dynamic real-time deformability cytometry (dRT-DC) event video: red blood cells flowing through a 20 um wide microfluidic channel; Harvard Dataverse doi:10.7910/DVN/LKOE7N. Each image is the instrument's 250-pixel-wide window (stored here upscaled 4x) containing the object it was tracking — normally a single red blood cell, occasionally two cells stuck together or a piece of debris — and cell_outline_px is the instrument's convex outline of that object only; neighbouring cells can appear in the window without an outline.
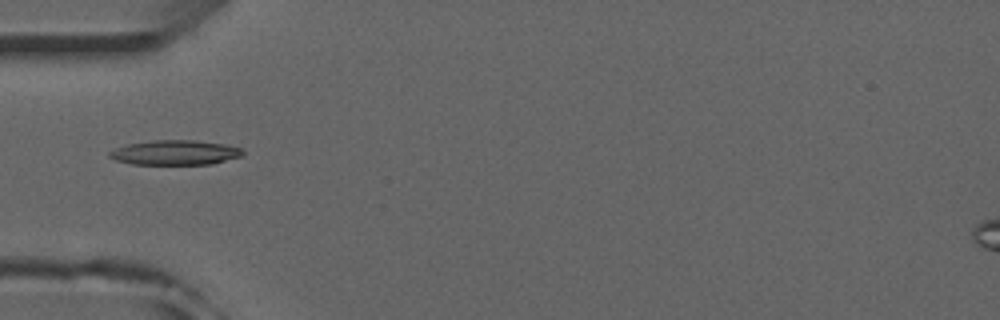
{"species": "common noctule bat (a hibernating species)", "species_latin": "Nyctalus noctula", "temperature_condition": "room temperature", "stored_images_in_passage": 36, "camera_frame_rate_fps": 3000, "um_per_image_px": 0.085, "animal": {"sex": "male", "forearm_length_mm": 52.5}, "frame": {"image": 1, "passage_image": 1, "time_ms": 0.0, "image_size_px": [1000, 320], "cell_outline_px": [[244, 152], [240, 156], [212, 164], [132, 164], [116, 160], [108, 156], [108, 152], [116, 148], [128, 144], [152, 140], [196, 140], [224, 144], [240, 148]], "centroid_in_image_um": [14.86, 12.96], "position_along_channel_um": 70.1, "area_um2": 19.07}}
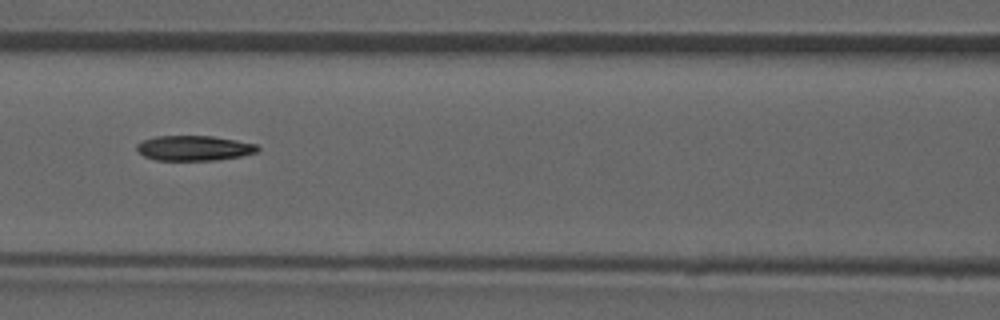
{"frame": {"image": 2, "passage_image": 7, "time_ms": 2.0, "image_size_px": [1000, 320], "cell_outline_px": [[260, 148], [256, 152], [240, 156], [216, 160], [156, 160], [144, 156], [136, 152], [136, 144], [144, 140], [156, 136], [212, 136], [236, 140], [256, 144]], "centroid_in_image_um": [16.46, 12.59], "position_along_channel_um": 150.1, "area_um2": 17.63}}
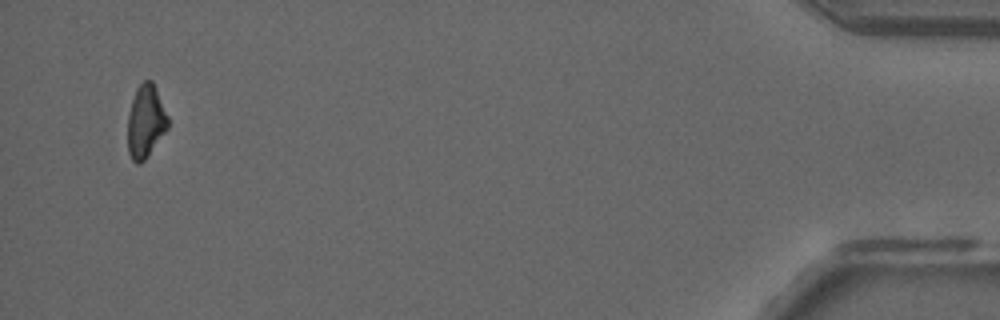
{"frame": {"image": 3, "passage_image": 34, "time_ms": 11.0, "image_size_px": [1000, 320], "cell_outline_px": [[168, 128], [144, 160], [140, 164], [136, 164], [132, 160], [128, 152], [128, 116], [132, 100], [136, 88], [144, 80], [152, 80], [168, 116]], "centroid_in_image_um": [12.37, 10.32], "position_along_channel_um": 422.8, "area_um2": 16.94}, "authors_computed_cell_mechanics": {"area_um2": 17.8024, "velocity_mm_per_s": 3.9817, "shape_relaxation_time_tau1_ms": 11.3128, "shape_relaxation_time_tau2_ms": null, "deformation_change_tau1": 0.2241, "deformation_change_tau2": null}}